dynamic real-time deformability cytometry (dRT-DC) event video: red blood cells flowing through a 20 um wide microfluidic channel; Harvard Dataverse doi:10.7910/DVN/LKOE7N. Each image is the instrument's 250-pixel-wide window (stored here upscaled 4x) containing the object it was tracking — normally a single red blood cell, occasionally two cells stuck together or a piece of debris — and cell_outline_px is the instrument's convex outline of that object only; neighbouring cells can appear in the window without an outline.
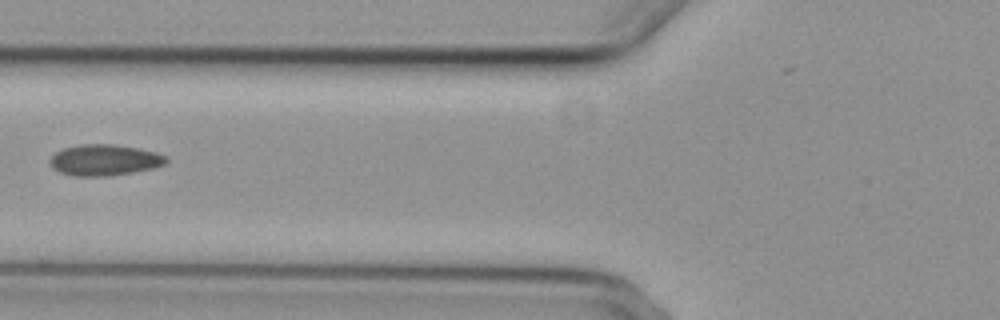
{"species": "common noctule bat (a hibernating species)", "species_latin": "Nyctalus noctula", "temperature_condition": "cold", "stored_images_in_passage": 4, "camera_frame_rate_fps": 3000, "um_per_image_px": 0.085, "animal": {"sex": "female", "body_mass_g": 29.2, "forearm_length_mm": 56.3}, "frame": {"image": 1, "passage_image": 4, "time_ms": 3.333, "image_size_px": [1000, 320], "cell_outline_px": [[168, 160], [164, 164], [152, 168], [132, 172], [108, 176], [72, 176], [60, 172], [52, 168], [48, 160], [56, 152], [64, 148], [80, 144], [112, 144], [136, 148], [156, 152], [164, 156]], "centroid_in_image_um": [8.83, 13.6], "position_along_channel_um": 117.0, "area_um2": 20.92}}